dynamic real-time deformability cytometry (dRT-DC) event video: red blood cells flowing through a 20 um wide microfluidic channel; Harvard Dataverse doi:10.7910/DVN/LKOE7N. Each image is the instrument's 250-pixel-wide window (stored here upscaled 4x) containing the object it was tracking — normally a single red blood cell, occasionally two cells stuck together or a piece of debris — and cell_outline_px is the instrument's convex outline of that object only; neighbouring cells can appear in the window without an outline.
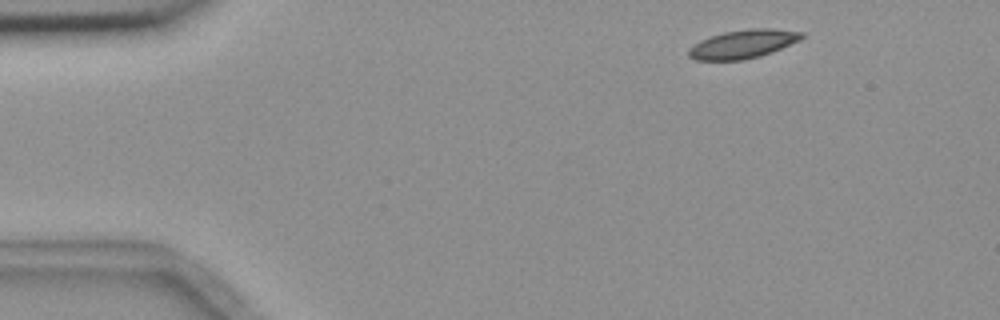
{"species": "common noctule bat (a hibernating species)", "species_latin": "Nyctalus noctula", "temperature_condition": "room temperature", "stored_images_in_passage": 5, "camera_frame_rate_fps": 3000, "um_per_image_px": 0.085, "animal": {"sex": "female", "body_mass_g": 18.4}, "frame": {"image": 1, "passage_image": 1, "time_ms": 0.0, "image_size_px": [1000, 320], "cell_outline_px": [[804, 36], [800, 40], [772, 52], [760, 56], [744, 60], [696, 60], [688, 56], [688, 48], [700, 40], [724, 32], [748, 28], [772, 28], [804, 32]], "centroid_in_image_um": [63.16, 3.74], "position_along_channel_um": 21.8, "area_um2": 18.9}}
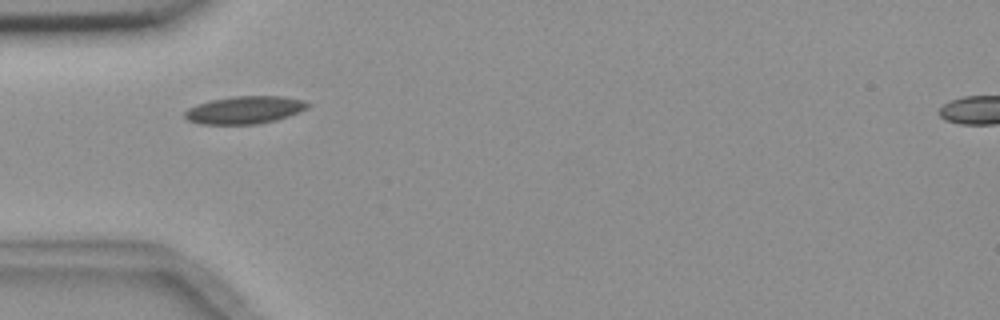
{"frame": {"image": 2, "passage_image": 4, "time_ms": 3.333, "image_size_px": [1000, 320], "cell_outline_px": [[312, 104], [308, 108], [300, 112], [276, 120], [256, 124], [200, 124], [188, 120], [184, 116], [184, 112], [188, 108], [196, 104], [212, 100], [232, 96], [284, 96], [304, 100]], "centroid_in_image_um": [20.83, 9.34], "position_along_channel_um": 64.2, "area_um2": 19.94}}